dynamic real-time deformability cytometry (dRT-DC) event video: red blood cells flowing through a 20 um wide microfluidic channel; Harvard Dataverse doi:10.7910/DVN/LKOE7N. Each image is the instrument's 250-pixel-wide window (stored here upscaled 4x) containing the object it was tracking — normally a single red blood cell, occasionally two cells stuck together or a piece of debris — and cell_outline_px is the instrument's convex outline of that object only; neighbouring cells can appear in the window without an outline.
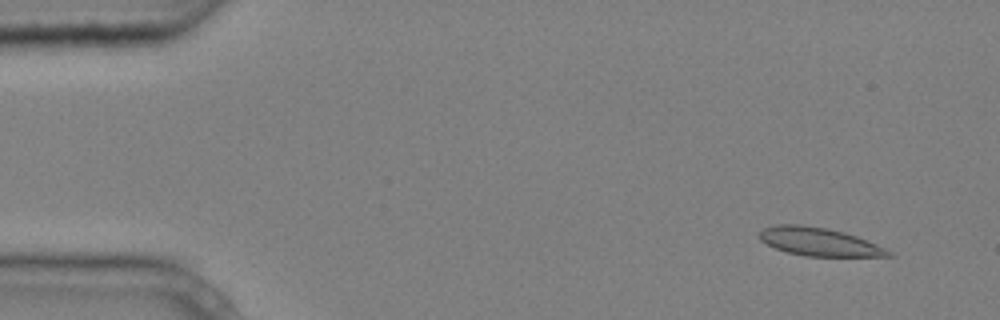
{"species": "common noctule bat (a hibernating species)", "species_latin": "Nyctalus noctula", "temperature_condition": "cold", "stored_images_in_passage": 5, "camera_frame_rate_fps": 3000, "um_per_image_px": 0.085, "animal": {"sex": "male", "body_mass_g": 20.4}, "frame": {"image": 1, "passage_image": 2, "time_ms": 0.333, "image_size_px": [1000, 320], "cell_outline_px": [[896, 256], [804, 256], [788, 252], [776, 248], [760, 240], [760, 232], [764, 228], [776, 224], [800, 224], [828, 228], [844, 232], [856, 236], [876, 244], [892, 252]], "centroid_in_image_um": [69.63, 20.54], "position_along_channel_um": 15.4, "area_um2": 21.04}}
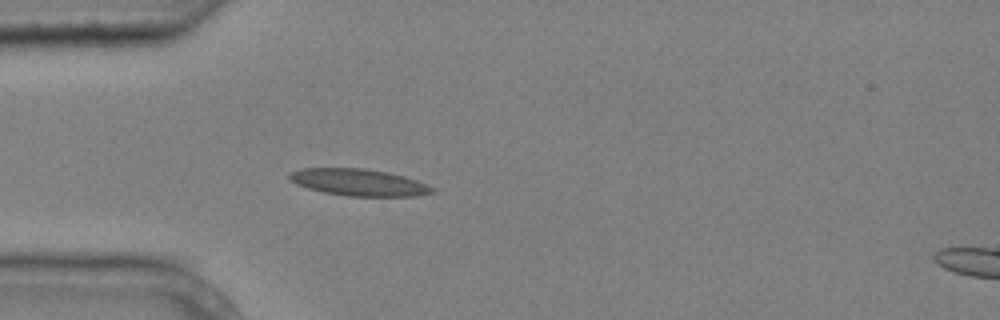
{"frame": {"image": 2, "passage_image": 5, "time_ms": 1.333, "image_size_px": [1000, 320], "cell_outline_px": [[436, 188], [432, 192], [416, 196], [348, 196], [324, 192], [308, 188], [296, 184], [288, 180], [288, 172], [304, 168], [364, 168], [388, 172], [404, 176], [428, 184]], "centroid_in_image_um": [30.47, 15.49], "position_along_channel_um": 54.5, "area_um2": 22.43}}